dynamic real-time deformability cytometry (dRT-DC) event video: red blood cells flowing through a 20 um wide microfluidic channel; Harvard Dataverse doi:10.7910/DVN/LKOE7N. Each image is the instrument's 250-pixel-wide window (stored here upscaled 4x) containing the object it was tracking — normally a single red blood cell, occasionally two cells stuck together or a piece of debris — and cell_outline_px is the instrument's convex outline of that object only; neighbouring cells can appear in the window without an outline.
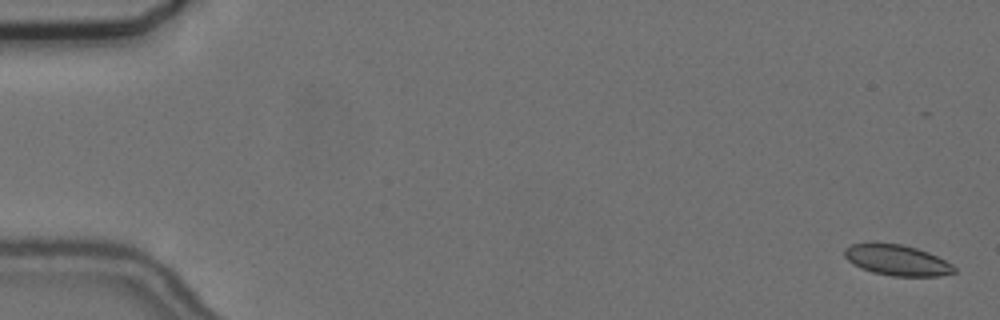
{"species": "common noctule bat (a hibernating species)", "species_latin": "Nyctalus noctula", "temperature_condition": "cold", "stored_images_in_passage": 56, "camera_frame_rate_fps": 3000, "um_per_image_px": 0.085, "animal": {"sex": "female", "body_mass_g": 24.6, "forearm_length_mm": 56.2}, "frame": {"image": 1, "passage_image": 1, "time_ms": 0.0, "image_size_px": [1000, 320], "cell_outline_px": [[956, 272], [940, 276], [892, 276], [872, 272], [852, 264], [844, 256], [844, 248], [852, 244], [872, 240], [900, 244], [916, 248], [928, 252], [952, 264], [956, 268]], "centroid_in_image_um": [76.19, 22.08], "position_along_channel_um": 8.8, "area_um2": 20.06}}
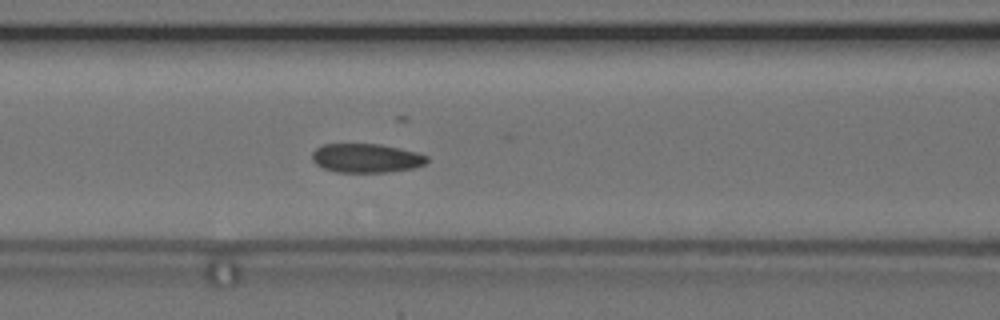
{"frame": {"image": 2, "passage_image": 24, "time_ms": 7.667, "image_size_px": [1000, 320], "cell_outline_px": [[428, 160], [424, 164], [412, 168], [388, 172], [336, 172], [324, 168], [316, 164], [312, 160], [312, 152], [316, 148], [324, 144], [380, 144], [400, 148], [416, 152], [428, 156]], "centroid_in_image_um": [31.12, 13.43], "position_along_channel_um": 135.5, "area_um2": 19.36}}
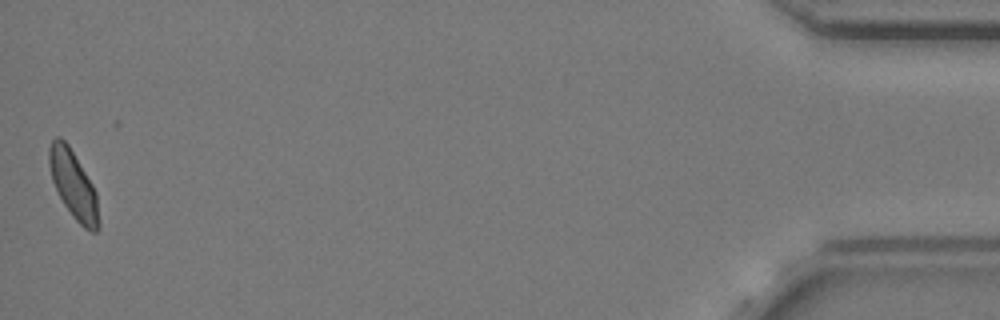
{"frame": {"image": 3, "passage_image": 56, "time_ms": 18.333, "image_size_px": [1000, 320], "cell_outline_px": [[100, 228], [96, 232], [92, 232], [84, 228], [72, 216], [64, 204], [52, 180], [48, 164], [48, 148], [52, 140], [56, 136], [60, 136], [68, 144], [92, 184], [96, 192], [100, 220]], "centroid_in_image_um": [6.24, 15.72], "position_along_channel_um": 429.0, "area_um2": 19.65}, "authors_computed_cell_mechanics": {"area_um2": 19.7387, "velocity_mm_per_s": 3.6287, "shape_relaxation_time_tau1_ms": null, "shape_relaxation_time_tau2_ms": 2.2733, "deformation_change_tau1": null, "deformation_change_tau2": 0.0637}}